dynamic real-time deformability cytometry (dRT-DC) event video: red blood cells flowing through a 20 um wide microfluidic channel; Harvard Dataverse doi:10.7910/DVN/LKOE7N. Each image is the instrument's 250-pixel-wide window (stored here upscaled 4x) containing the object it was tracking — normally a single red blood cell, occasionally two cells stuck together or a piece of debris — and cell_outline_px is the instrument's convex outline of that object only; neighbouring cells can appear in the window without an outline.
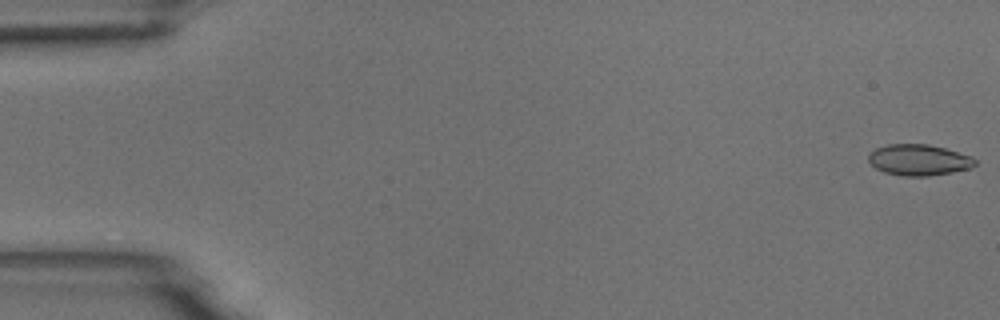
{"species": "common noctule bat (a hibernating species)", "species_latin": "Nyctalus noctula", "temperature_condition": "room temperature", "stored_images_in_passage": 54, "camera_frame_rate_fps": 3000, "um_per_image_px": 0.085, "animal": {"sex": "male", "body_mass_g": 18.8}, "frame": {"image": 1, "passage_image": 1, "time_ms": 0.0, "image_size_px": [1000, 320], "cell_outline_px": [[976, 164], [972, 168], [952, 172], [928, 176], [904, 176], [884, 172], [876, 168], [868, 160], [868, 156], [876, 148], [888, 144], [928, 144], [944, 148], [972, 156], [976, 160]], "centroid_in_image_um": [78.12, 13.6], "position_along_channel_um": 6.9, "area_um2": 19.25}}
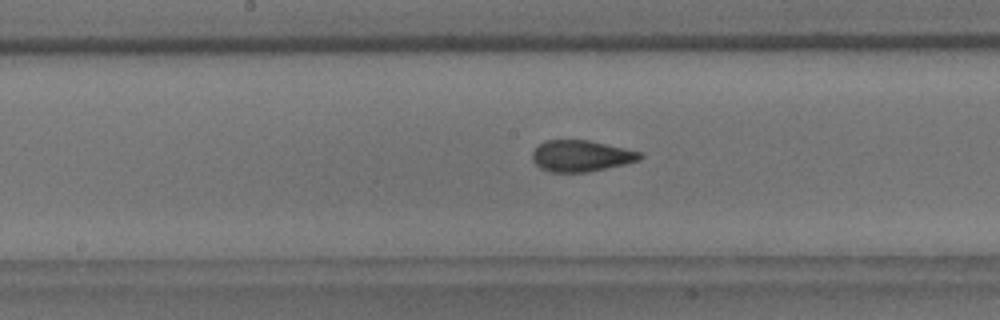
{"frame": {"image": 2, "passage_image": 28, "time_ms": 9.0, "image_size_px": [1000, 320], "cell_outline_px": [[644, 156], [640, 160], [624, 164], [588, 172], [548, 172], [540, 168], [532, 160], [532, 152], [544, 140], [588, 140], [644, 152]], "centroid_in_image_um": [49.41, 13.25], "position_along_channel_um": 198.8, "area_um2": 19.77}}
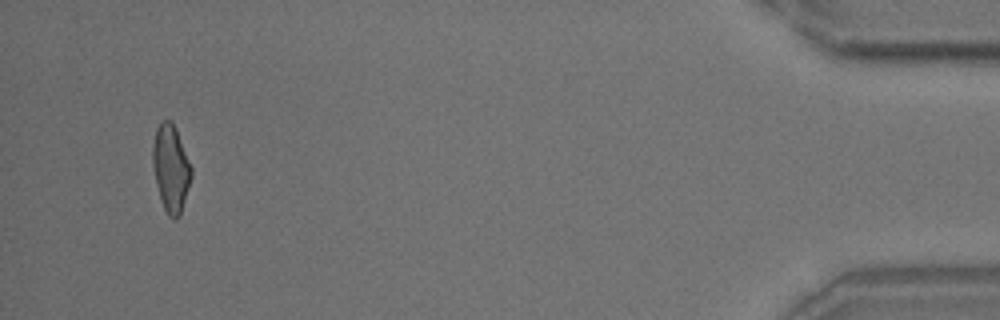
{"frame": {"image": 3, "passage_image": 52, "time_ms": 17.0, "image_size_px": [1000, 320], "cell_outline_px": [[192, 176], [180, 216], [176, 220], [172, 220], [168, 216], [160, 200], [156, 184], [152, 164], [152, 148], [156, 128], [160, 120], [172, 120], [176, 128], [192, 168]], "centroid_in_image_um": [14.51, 14.31], "position_along_channel_um": 420.7, "area_um2": 19.88}, "authors_computed_cell_mechanics": {"area_um2": 19.5942, "velocity_mm_per_s": 3.7439, "shape_relaxation_time_tau1_ms": 10.8149, "shape_relaxation_time_tau2_ms": 1.3373, "deformation_change_tau1": 0.2298, "deformation_change_tau2": 0.0859}}